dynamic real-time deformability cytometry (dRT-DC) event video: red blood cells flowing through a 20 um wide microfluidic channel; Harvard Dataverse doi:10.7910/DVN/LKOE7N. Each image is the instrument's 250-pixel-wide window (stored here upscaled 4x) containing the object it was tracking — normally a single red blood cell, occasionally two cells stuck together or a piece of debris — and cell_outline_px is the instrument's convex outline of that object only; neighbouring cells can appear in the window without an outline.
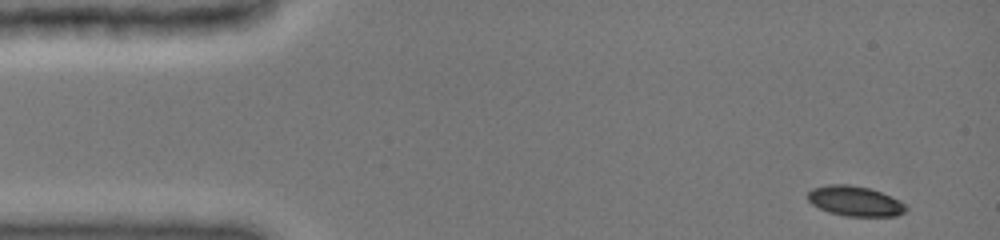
{"species": "common noctule bat (a hibernating species)", "species_latin": "Nyctalus noctula", "temperature_condition": "cold", "stored_images_in_passage": 14, "camera_frame_rate_fps": 3000, "um_per_image_px": 0.085, "animal": {"sex": "female", "body_mass_g": 19.0, "forearm_length_mm": 51.5}, "frame": {"image": 1, "passage_image": 1, "time_ms": 0.0, "image_size_px": [1000, 240], "cell_outline_px": [[908, 208], [904, 212], [896, 216], [848, 216], [828, 212], [812, 204], [808, 200], [808, 192], [812, 188], [828, 184], [848, 184], [868, 188], [880, 192], [900, 200]], "centroid_in_image_um": [72.66, 17.09], "position_along_channel_um": 12.3, "area_um2": 17.11}}
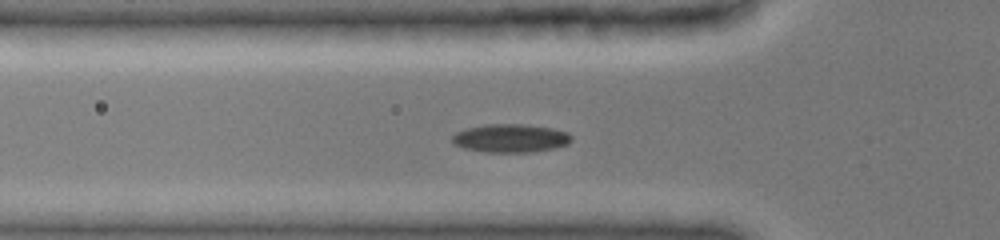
{"frame": {"image": 2, "passage_image": 12, "time_ms": 4.333, "image_size_px": [1000, 240], "cell_outline_px": [[572, 140], [568, 144], [552, 148], [532, 152], [484, 152], [464, 148], [452, 144], [452, 136], [456, 132], [468, 128], [484, 124], [524, 124], [552, 128], [568, 132], [572, 136]], "centroid_in_image_um": [43.39, 11.74], "position_along_channel_um": 82.4, "area_um2": 19.77}}
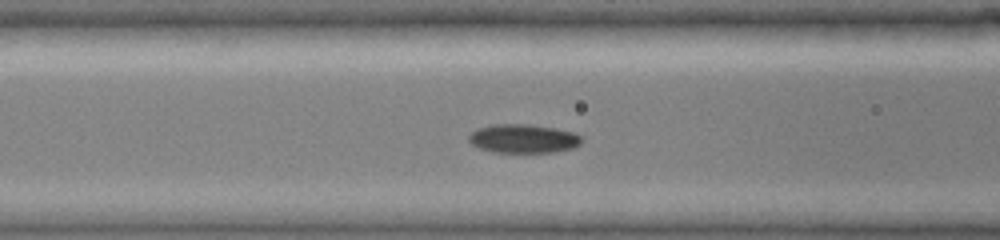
{"frame": {"image": 3, "passage_image": 14, "time_ms": 5.333, "image_size_px": [1000, 240], "cell_outline_px": [[580, 144], [572, 148], [552, 152], [492, 152], [480, 148], [472, 144], [468, 140], [468, 136], [476, 128], [492, 124], [528, 124], [556, 128], [576, 132], [580, 136]], "centroid_in_image_um": [44.46, 11.77], "position_along_channel_um": 122.1, "area_um2": 18.96}}